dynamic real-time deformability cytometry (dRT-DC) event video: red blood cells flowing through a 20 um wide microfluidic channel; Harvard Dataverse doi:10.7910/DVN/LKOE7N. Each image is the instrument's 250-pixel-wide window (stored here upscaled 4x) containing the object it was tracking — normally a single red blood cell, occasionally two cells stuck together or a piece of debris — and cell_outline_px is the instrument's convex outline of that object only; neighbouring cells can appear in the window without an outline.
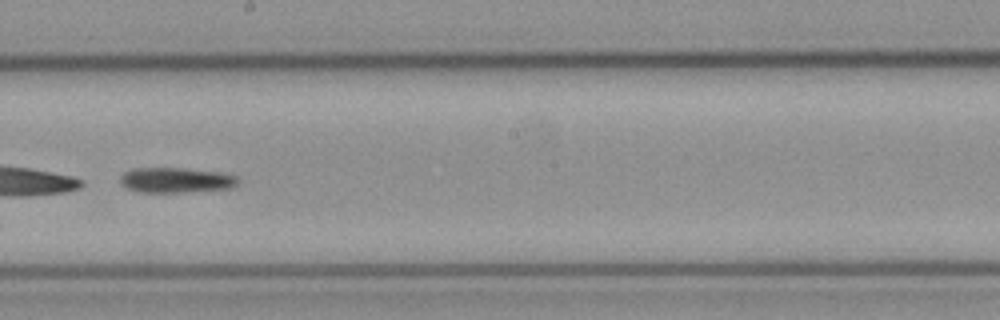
{"species": "common noctule bat (a hibernating species)", "species_latin": "Nyctalus noctula", "temperature_condition": "cold", "stored_images_in_passage": 41, "camera_frame_rate_fps": 3000, "um_per_image_px": 0.085, "animal": {"sex": "female", "body_mass_g": 21.9}, "frame": {"image": 1, "passage_image": 18, "time_ms": 5.667, "image_size_px": [1000, 320], "cell_outline_px": [[240, 180], [232, 188], [184, 192], [140, 192], [128, 188], [120, 184], [120, 176], [124, 172], [136, 168], [180, 168], [224, 172], [236, 176]], "centroid_in_image_um": [14.98, 15.3], "position_along_channel_um": 233.2, "area_um2": 17.34}, "authors_computed_cell_mechanics": {"area_um2": 18.1492, "velocity_mm_per_s": 3.7979, "shape_relaxation_time_tau1_ms": 1.5098, "shape_relaxation_time_tau2_ms": null, "deformation_change_tau1": 0.2211, "deformation_change_tau2": null}}